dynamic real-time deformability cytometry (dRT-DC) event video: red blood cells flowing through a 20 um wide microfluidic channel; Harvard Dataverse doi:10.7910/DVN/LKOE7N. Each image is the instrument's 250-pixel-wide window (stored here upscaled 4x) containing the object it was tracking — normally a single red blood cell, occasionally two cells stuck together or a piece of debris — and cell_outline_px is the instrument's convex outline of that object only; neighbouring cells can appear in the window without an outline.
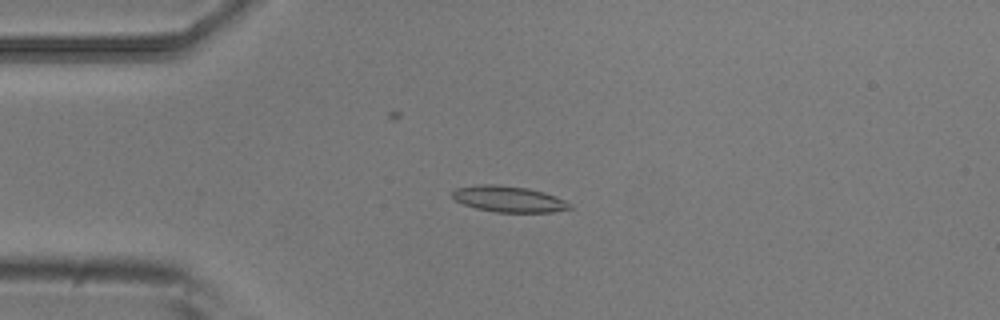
{"species": "common noctule bat (a hibernating species)", "species_latin": "Nyctalus noctula", "temperature_condition": "room temperature", "stored_images_in_passage": 4, "camera_frame_rate_fps": 3000, "um_per_image_px": 0.085, "animal": {"sex": "male", "body_mass_g": 20.5, "forearm_length_mm": 52.5}, "frame": {"image": 1, "passage_image": 3, "time_ms": 0.667, "image_size_px": [1000, 320], "cell_outline_px": [[572, 208], [552, 212], [496, 212], [476, 208], [464, 204], [456, 200], [452, 196], [452, 192], [456, 188], [480, 184], [496, 184], [528, 188], [544, 192], [556, 196], [572, 204]], "centroid_in_image_um": [43.26, 16.91], "position_along_channel_um": 41.7, "area_um2": 17.8}}